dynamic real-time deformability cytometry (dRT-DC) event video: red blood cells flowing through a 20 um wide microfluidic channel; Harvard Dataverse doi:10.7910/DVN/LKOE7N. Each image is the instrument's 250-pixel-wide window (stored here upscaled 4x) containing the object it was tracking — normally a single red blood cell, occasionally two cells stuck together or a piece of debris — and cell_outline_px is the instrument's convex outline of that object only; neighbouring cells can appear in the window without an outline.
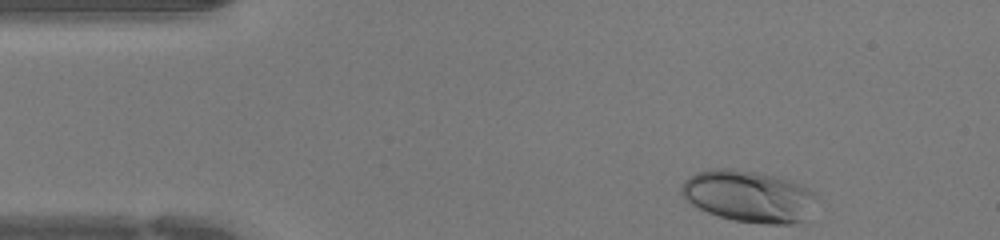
{"species": "human", "species_latin": "Homo sapiens", "temperature_condition": "warm", "stored_images_in_passage": 32, "camera_frame_rate_fps": 3000, "um_per_image_px": 0.085, "donor": {"sex": "female"}, "frame": {"image": 1, "passage_image": 1, "time_ms": 0.0, "image_size_px": [1000, 240], "cell_outline_px": [[820, 196], [800, 220], [792, 224], [764, 224], [732, 220], [708, 212], [692, 204], [680, 192], [680, 188], [684, 180], [688, 176], [696, 172], [712, 168], [732, 168], [756, 172], [776, 176], [804, 184], [812, 188]], "centroid_in_image_um": [63.65, 16.65], "position_along_channel_um": 21.4, "area_um2": 40.86}}
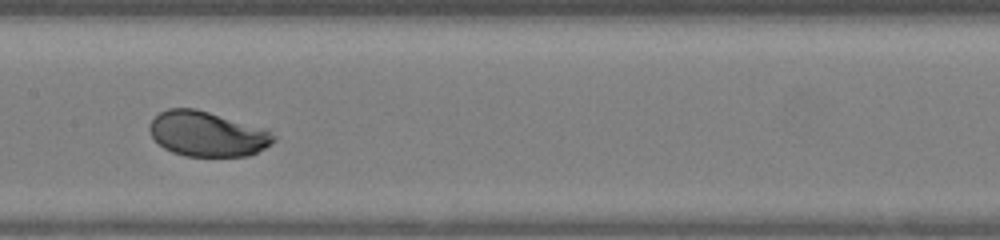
{"frame": {"image": 2, "passage_image": 17, "time_ms": 5.333, "image_size_px": [1000, 240], "cell_outline_px": [[280, 136], [276, 140], [264, 148], [248, 156], [184, 156], [172, 152], [164, 148], [152, 136], [148, 128], [148, 124], [160, 112], [168, 108], [196, 108], [268, 128]], "centroid_in_image_um": [17.68, 11.37], "position_along_channel_um": 189.7, "area_um2": 33.06}}
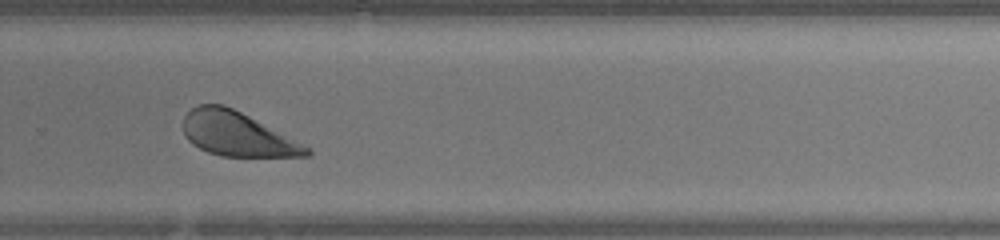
{"frame": {"image": 3, "passage_image": 25, "time_ms": 8.0, "image_size_px": [1000, 240], "cell_outline_px": [[312, 152], [308, 156], [220, 156], [208, 152], [192, 144], [184, 136], [184, 116], [192, 108], [200, 104], [224, 104], [304, 144]], "centroid_in_image_um": [20.12, 11.39], "position_along_channel_um": 309.7, "area_um2": 31.33}}